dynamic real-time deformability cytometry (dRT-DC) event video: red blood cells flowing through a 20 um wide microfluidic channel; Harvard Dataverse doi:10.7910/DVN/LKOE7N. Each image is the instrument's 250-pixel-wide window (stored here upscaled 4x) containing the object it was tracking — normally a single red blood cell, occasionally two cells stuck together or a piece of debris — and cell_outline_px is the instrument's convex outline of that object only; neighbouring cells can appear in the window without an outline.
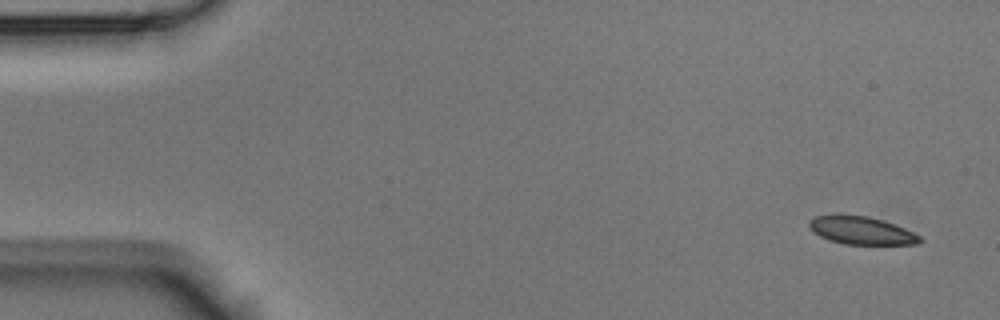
{"species": "Egyptian fruit bat (a non-hibernating species)", "species_latin": "Rousettus aegyptiacus", "temperature_condition": "room temperature", "stored_images_in_passage": 6, "camera_frame_rate_fps": 3000, "um_per_image_px": 0.085, "animal": {"sex": "male"}, "frame": {"image": 1, "passage_image": 6, "time_ms": 1.667, "image_size_px": [1000, 320], "cell_outline_px": [[924, 240], [916, 244], [844, 244], [828, 240], [812, 232], [808, 228], [808, 220], [816, 216], [836, 212], [840, 212], [868, 216], [884, 220], [904, 228], [920, 236]], "centroid_in_image_um": [73.13, 19.55], "position_along_channel_um": 11.9, "area_um2": 18.61}}